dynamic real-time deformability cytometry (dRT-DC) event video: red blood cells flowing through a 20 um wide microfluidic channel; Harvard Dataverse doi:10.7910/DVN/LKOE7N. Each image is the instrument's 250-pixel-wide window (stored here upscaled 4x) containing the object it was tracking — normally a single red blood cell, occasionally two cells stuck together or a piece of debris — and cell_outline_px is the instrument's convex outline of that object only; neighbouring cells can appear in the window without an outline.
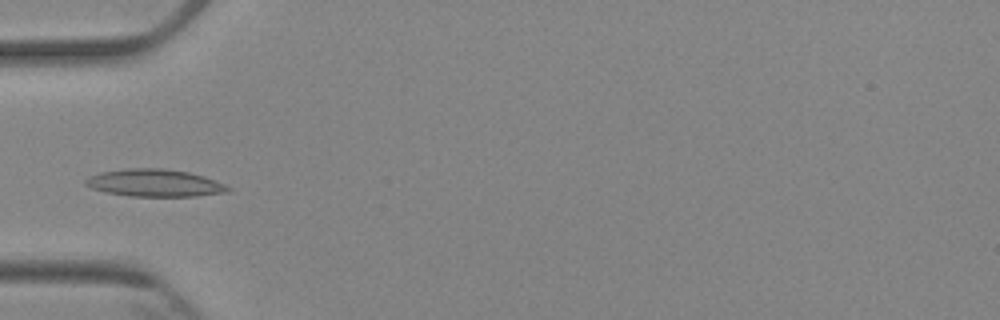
{"species": "Egyptian fruit bat (a non-hibernating species)", "species_latin": "Rousettus aegyptiacus", "temperature_condition": "cold", "stored_images_in_passage": 3, "camera_frame_rate_fps": 3000, "um_per_image_px": 0.085, "animal": {"sex": "female"}, "frame": {"image": 1, "passage_image": 2, "time_ms": 1.333, "image_size_px": [1000, 320], "cell_outline_px": [[232, 188], [228, 192], [196, 196], [128, 196], [104, 192], [92, 188], [84, 184], [84, 180], [88, 176], [100, 172], [128, 168], [164, 168], [188, 172], [204, 176], [224, 184]], "centroid_in_image_um": [13.12, 15.55], "position_along_channel_um": 71.9, "area_um2": 22.83}}
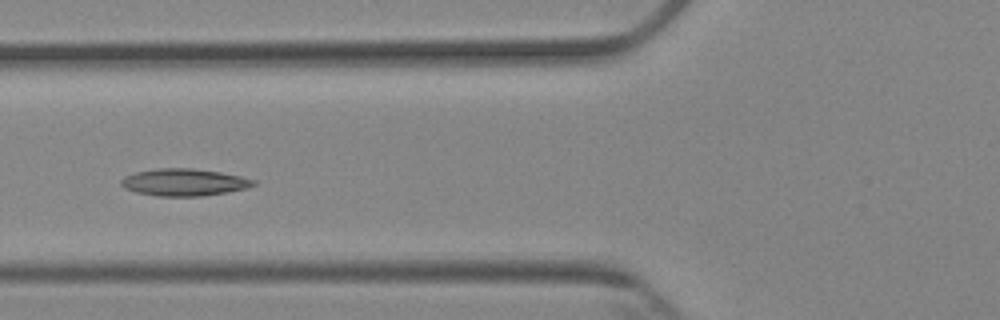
{"frame": {"image": 2, "passage_image": 3, "time_ms": 2.333, "image_size_px": [1000, 320], "cell_outline_px": [[256, 184], [248, 188], [228, 192], [200, 196], [156, 196], [136, 192], [124, 188], [120, 184], [120, 180], [124, 176], [136, 172], [156, 168], [192, 168], [220, 172], [240, 176], [256, 180]], "centroid_in_image_um": [15.64, 15.49], "position_along_channel_um": 110.2, "area_um2": 21.04}}